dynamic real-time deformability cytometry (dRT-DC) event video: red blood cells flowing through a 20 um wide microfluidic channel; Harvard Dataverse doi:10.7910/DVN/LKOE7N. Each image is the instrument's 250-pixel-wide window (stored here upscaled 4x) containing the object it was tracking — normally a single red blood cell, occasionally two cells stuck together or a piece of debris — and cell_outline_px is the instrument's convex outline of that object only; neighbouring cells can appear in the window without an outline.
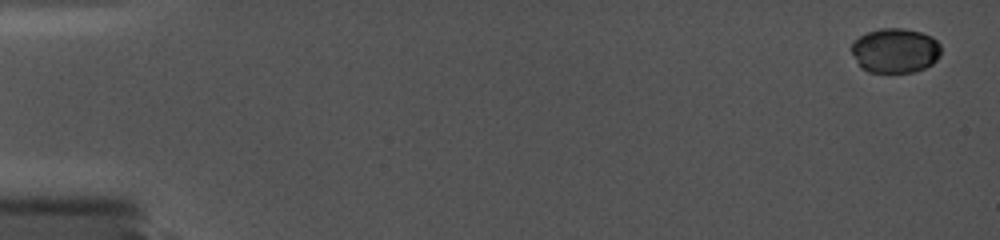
{"species": "common noctule bat (a hibernating species)", "species_latin": "Nyctalus noctula", "temperature_condition": "cold", "stored_images_in_passage": 49, "camera_frame_rate_fps": 5000, "um_per_image_px": 0.085, "animal": {"sex": "female", "body_mass_g": 19.0, "forearm_length_mm": 56.7}, "frame": {"image": 1, "passage_image": 1, "time_ms": 0.0, "image_size_px": [1000, 240], "cell_outline_px": [[940, 56], [932, 64], [924, 68], [912, 72], [868, 72], [860, 68], [852, 52], [852, 40], [868, 32], [880, 28], [904, 28], [920, 32], [932, 36], [940, 44]], "centroid_in_image_um": [76.08, 4.29], "position_along_channel_um": 8.9, "area_um2": 23.41}}
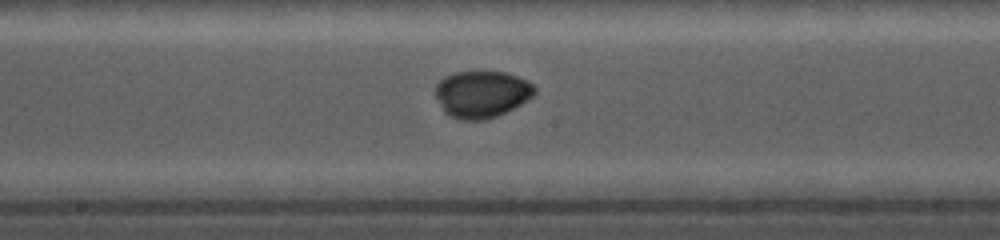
{"frame": {"image": 2, "passage_image": 30, "time_ms": 9.4, "image_size_px": [1000, 240], "cell_outline_px": [[536, 92], [528, 100], [496, 116], [484, 120], [460, 120], [448, 116], [444, 112], [436, 96], [436, 84], [444, 76], [456, 72], [504, 72], [516, 76], [532, 84], [536, 88]], "centroid_in_image_um": [40.92, 8.01], "position_along_channel_um": 207.3, "area_um2": 26.93}}
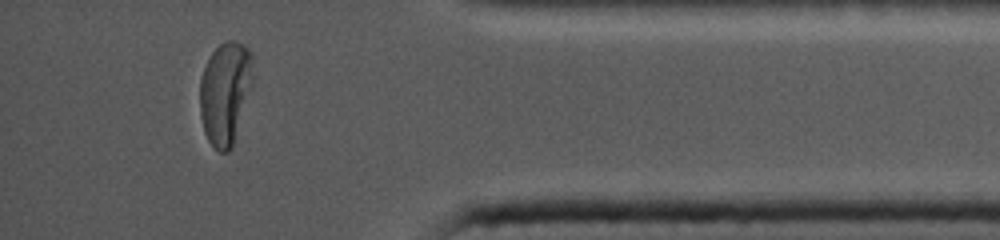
{"frame": {"image": 3, "passage_image": 49, "time_ms": 15.2, "image_size_px": [1000, 240], "cell_outline_px": [[252, 84], [232, 148], [228, 152], [220, 152], [208, 140], [204, 132], [200, 116], [200, 76], [212, 52], [220, 44], [228, 40], [232, 40], [244, 44], [252, 52]], "centroid_in_image_um": [19.14, 7.88], "position_along_channel_um": 416.1, "area_um2": 31.73}}